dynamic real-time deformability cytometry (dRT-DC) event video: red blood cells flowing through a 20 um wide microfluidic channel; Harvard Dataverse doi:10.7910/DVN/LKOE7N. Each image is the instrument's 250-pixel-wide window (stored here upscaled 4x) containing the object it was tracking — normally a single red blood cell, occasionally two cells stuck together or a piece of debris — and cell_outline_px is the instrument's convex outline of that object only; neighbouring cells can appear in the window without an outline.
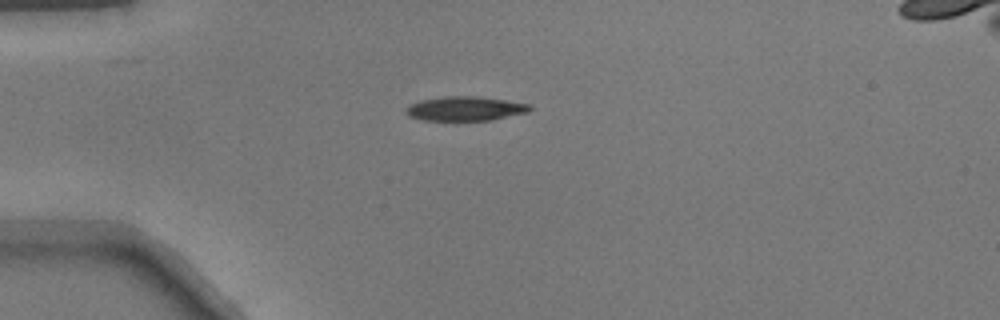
{"species": "common noctule bat (a hibernating species)", "species_latin": "Nyctalus noctula", "temperature_condition": "warm", "stored_images_in_passage": 38, "camera_frame_rate_fps": 3000, "um_per_image_px": 0.085, "animal": {"sex": "male", "body_mass_g": 17.9}, "frame": {"image": 1, "passage_image": 1, "time_ms": 0.0, "image_size_px": [1000, 320], "cell_outline_px": [[532, 108], [528, 112], [492, 120], [424, 120], [408, 116], [404, 112], [404, 108], [408, 104], [420, 100], [444, 96], [476, 96], [532, 104]], "centroid_in_image_um": [39.5, 9.23], "position_along_channel_um": 45.5, "area_um2": 17.69}}
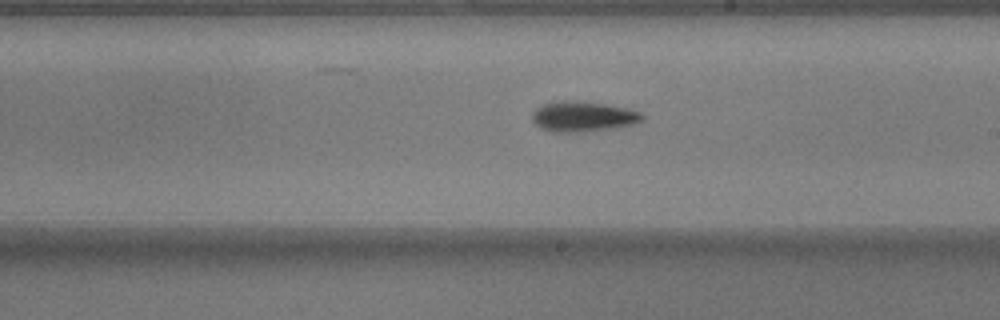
{"frame": {"image": 2, "passage_image": 17, "time_ms": 5.333, "image_size_px": [1000, 320], "cell_outline_px": [[644, 116], [640, 120], [632, 124], [608, 128], [576, 132], [556, 132], [540, 128], [532, 120], [532, 112], [540, 104], [560, 100], [576, 100], [604, 104], [624, 108], [640, 112]], "centroid_in_image_um": [49.46, 9.88], "position_along_channel_um": 239.5, "area_um2": 19.13}}
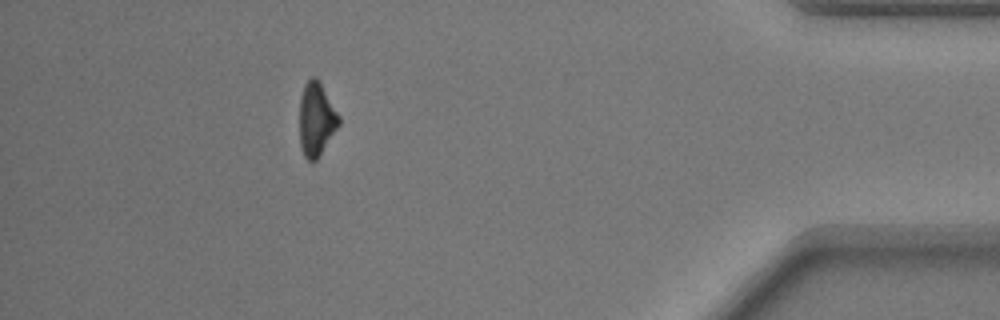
{"frame": {"image": 3, "passage_image": 33, "time_ms": 10.667, "image_size_px": [1000, 320], "cell_outline_px": [[340, 124], [316, 160], [308, 160], [304, 156], [300, 148], [300, 96], [304, 84], [312, 76], [316, 76], [340, 116]], "centroid_in_image_um": [26.88, 10.12], "position_along_channel_um": 408.3, "area_um2": 16.76}}